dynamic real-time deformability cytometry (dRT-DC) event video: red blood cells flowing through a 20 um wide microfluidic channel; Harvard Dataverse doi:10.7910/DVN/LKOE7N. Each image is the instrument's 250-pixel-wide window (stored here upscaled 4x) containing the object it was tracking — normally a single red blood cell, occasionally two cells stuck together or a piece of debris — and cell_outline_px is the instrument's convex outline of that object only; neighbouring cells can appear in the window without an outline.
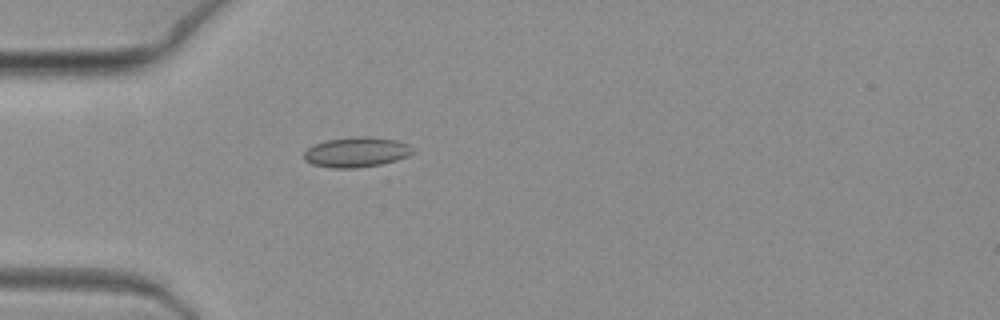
{"species": "common noctule bat (a hibernating species)", "species_latin": "Nyctalus noctula", "temperature_condition": "warm", "stored_images_in_passage": 1, "camera_frame_rate_fps": 3000, "um_per_image_px": 0.085, "animal": {"sex": "female", "body_mass_g": 19.3, "forearm_length_mm": 54.1}, "frame": {"image": 1, "passage_image": 1, "time_ms": 0.0, "image_size_px": [1000, 320], "cell_outline_px": [[416, 152], [408, 156], [396, 160], [380, 164], [356, 168], [332, 168], [312, 164], [304, 160], [304, 152], [308, 148], [324, 140], [356, 136], [368, 136], [396, 140], [408, 144]], "centroid_in_image_um": [30.3, 12.93], "position_along_channel_um": 54.7, "area_um2": 19.13}}